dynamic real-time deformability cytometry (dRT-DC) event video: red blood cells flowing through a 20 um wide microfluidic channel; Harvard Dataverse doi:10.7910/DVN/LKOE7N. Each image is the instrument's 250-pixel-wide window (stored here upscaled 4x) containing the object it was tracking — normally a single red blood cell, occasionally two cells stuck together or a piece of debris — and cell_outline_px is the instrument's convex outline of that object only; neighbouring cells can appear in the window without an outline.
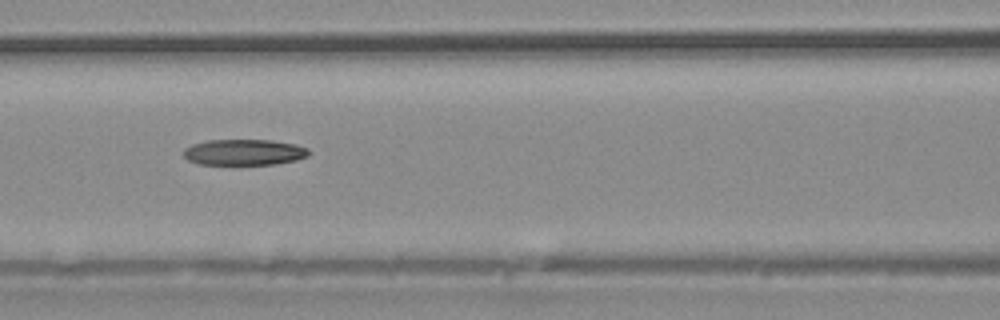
{"species": "common noctule bat (a hibernating species)", "species_latin": "Nyctalus noctula", "temperature_condition": "warm", "stored_images_in_passage": 29, "camera_frame_rate_fps": 3000, "um_per_image_px": 0.085, "animal": {"sex": "male", "body_mass_g": 20.4}, "frame": {"image": 1, "passage_image": 9, "time_ms": 2.667, "image_size_px": [1000, 320], "cell_outline_px": [[308, 156], [296, 160], [276, 164], [200, 164], [188, 160], [184, 156], [184, 148], [192, 144], [208, 140], [272, 140], [296, 144], [308, 148]], "centroid_in_image_um": [20.75, 12.93], "position_along_channel_um": 145.8, "area_um2": 18.9}}